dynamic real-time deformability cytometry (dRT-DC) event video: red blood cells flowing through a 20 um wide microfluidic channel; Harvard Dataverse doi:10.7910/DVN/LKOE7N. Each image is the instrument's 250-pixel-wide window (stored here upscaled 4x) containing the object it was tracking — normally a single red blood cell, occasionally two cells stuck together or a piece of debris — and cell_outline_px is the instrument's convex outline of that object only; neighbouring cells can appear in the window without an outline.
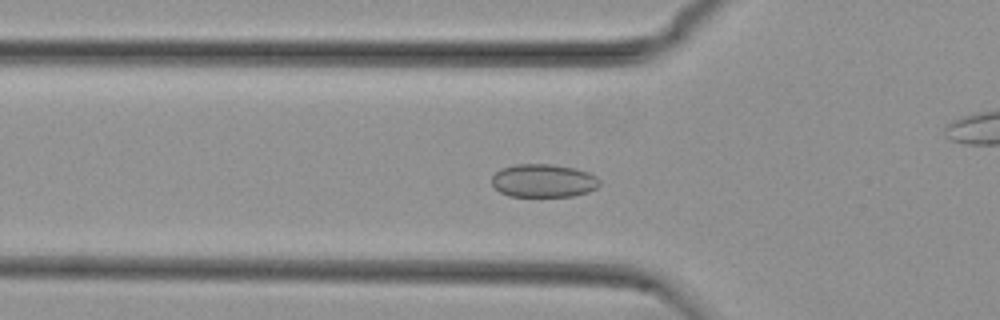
{"species": "common noctule bat (a hibernating species)", "species_latin": "Nyctalus noctula", "temperature_condition": "cold", "stored_images_in_passage": 42, "camera_frame_rate_fps": 3000, "um_per_image_px": 0.085, "animal": {"sex": "female", "body_mass_g": 29.2, "forearm_length_mm": 56.3}, "frame": {"image": 1, "passage_image": 5, "time_ms": 1.333, "image_size_px": [1000, 320], "cell_outline_px": [[600, 184], [596, 188], [588, 192], [572, 196], [508, 196], [500, 192], [492, 184], [492, 176], [496, 172], [504, 168], [516, 164], [552, 164], [572, 168], [588, 172], [596, 176], [600, 180]], "centroid_in_image_um": [46.2, 15.36], "position_along_channel_um": 79.6, "area_um2": 20.75}}
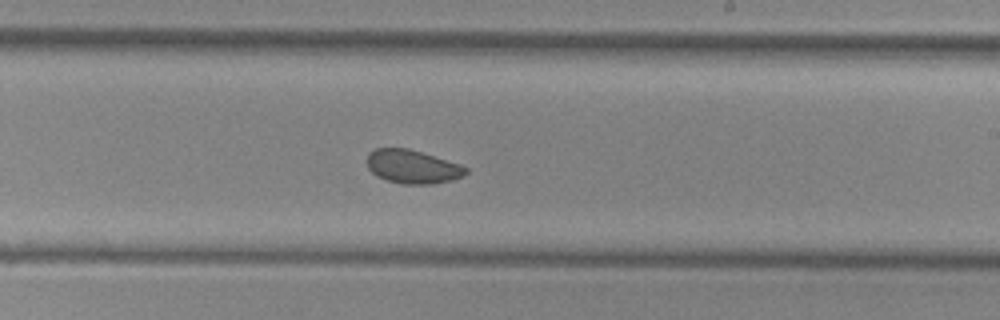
{"frame": {"image": 2, "passage_image": 19, "time_ms": 6.0, "image_size_px": [1000, 320], "cell_outline_px": [[468, 172], [464, 176], [452, 180], [432, 184], [404, 184], [388, 180], [376, 176], [368, 168], [368, 152], [376, 148], [408, 148], [460, 164], [468, 168]], "centroid_in_image_um": [35.08, 14.17], "position_along_channel_um": 253.9, "area_um2": 19.31}}
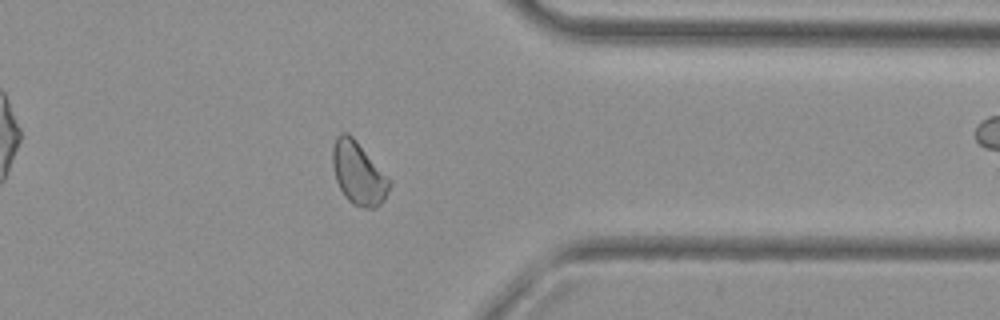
{"frame": {"image": 3, "passage_image": 30, "time_ms": 9.667, "image_size_px": [1000, 320], "cell_outline_px": [[392, 184], [384, 200], [376, 208], [364, 208], [352, 204], [344, 196], [336, 180], [332, 164], [332, 148], [336, 136], [340, 132], [348, 132], [356, 140], [392, 180]], "centroid_in_image_um": [30.48, 14.72], "position_along_channel_um": 380.9, "area_um2": 21.1}, "authors_computed_cell_mechanics": {"area_um2": 20.4323, "velocity_mm_per_s": 3.7345, "shape_relaxation_time_tau1_ms": null, "shape_relaxation_time_tau2_ms": 1.9855, "deformation_change_tau1": null, "deformation_change_tau2": 0.0434}}